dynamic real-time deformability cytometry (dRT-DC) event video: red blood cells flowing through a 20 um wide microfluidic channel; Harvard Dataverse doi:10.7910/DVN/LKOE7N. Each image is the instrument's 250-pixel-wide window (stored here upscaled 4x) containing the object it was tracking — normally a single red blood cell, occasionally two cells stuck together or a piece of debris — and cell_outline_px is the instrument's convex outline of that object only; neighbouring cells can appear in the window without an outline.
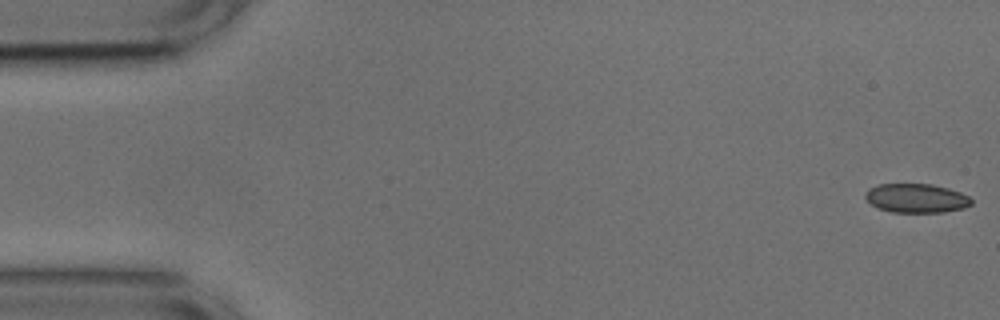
{"species": "common noctule bat (a hibernating species)", "species_latin": "Nyctalus noctula", "temperature_condition": "cold", "stored_images_in_passage": 53, "camera_frame_rate_fps": 3000, "um_per_image_px": 0.085, "animal": {"sex": "male", "body_mass_g": 17.9, "forearm_length_mm": 54.2}, "frame": {"image": 1, "passage_image": 1, "time_ms": 0.0, "image_size_px": [1000, 320], "cell_outline_px": [[972, 204], [964, 208], [944, 212], [892, 212], [876, 208], [864, 196], [864, 192], [868, 188], [880, 184], [932, 184], [948, 188], [960, 192], [968, 196], [972, 200]], "centroid_in_image_um": [77.87, 16.84], "position_along_channel_um": 7.1, "area_um2": 18.03}}
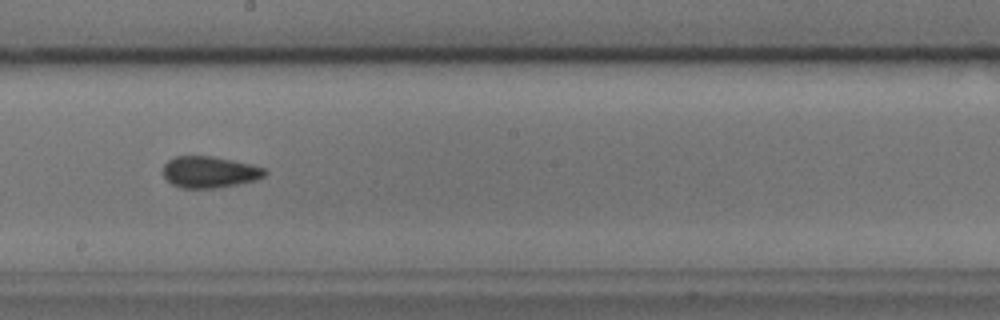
{"frame": {"image": 2, "passage_image": 29, "time_ms": 9.333, "image_size_px": [1000, 320], "cell_outline_px": [[268, 172], [264, 176], [256, 180], [216, 188], [180, 188], [172, 184], [164, 176], [164, 164], [168, 160], [176, 156], [212, 156], [252, 164], [264, 168]], "centroid_in_image_um": [17.82, 14.62], "position_along_channel_um": 230.4, "area_um2": 18.61}}
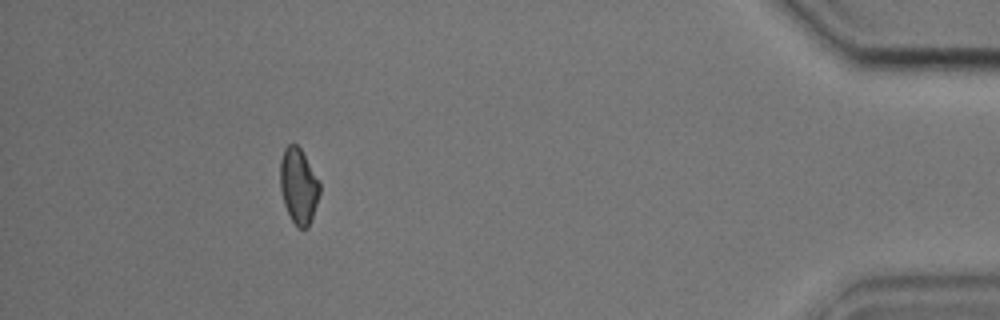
{"frame": {"image": 3, "passage_image": 48, "time_ms": 15.667, "image_size_px": [1000, 320], "cell_outline_px": [[320, 192], [308, 228], [296, 228], [284, 204], [280, 188], [280, 160], [284, 148], [288, 144], [296, 144], [300, 148], [320, 180]], "centroid_in_image_um": [25.37, 15.79], "position_along_channel_um": 409.8, "area_um2": 17.46}, "authors_computed_cell_mechanics": {"area_um2": 18.3226, "velocity_mm_per_s": 3.7566, "shape_relaxation_time_tau1_ms": null, "shape_relaxation_time_tau2_ms": 2.7199, "deformation_change_tau1": null, "deformation_change_tau2": 0.0709}}